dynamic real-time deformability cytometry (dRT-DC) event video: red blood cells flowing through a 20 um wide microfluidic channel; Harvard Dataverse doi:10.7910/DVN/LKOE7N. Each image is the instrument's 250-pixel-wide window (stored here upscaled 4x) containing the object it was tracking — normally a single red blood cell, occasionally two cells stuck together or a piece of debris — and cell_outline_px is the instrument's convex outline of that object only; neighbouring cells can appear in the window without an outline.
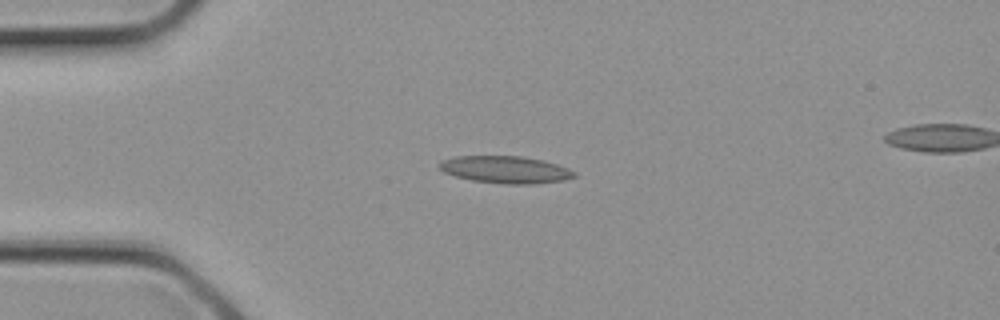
{"species": "common noctule bat (a hibernating species)", "species_latin": "Nyctalus noctula", "temperature_condition": "cold", "stored_images_in_passage": 3, "segment_of_instrument_passage": [1, 2], "camera_frame_rate_fps": 3000, "um_per_image_px": 0.085, "animal": {"sex": "female", "body_mass_g": 21.9}, "frame": {"image": 1, "passage_image": 2, "time_ms": 0.333, "image_size_px": [1000, 320], "cell_outline_px": [[576, 176], [564, 180], [536, 184], [504, 184], [472, 180], [456, 176], [444, 172], [436, 164], [440, 160], [456, 156], [524, 156], [544, 160], [568, 168], [576, 172]], "centroid_in_image_um": [42.96, 14.41], "position_along_channel_um": 42.0, "area_um2": 21.56}}